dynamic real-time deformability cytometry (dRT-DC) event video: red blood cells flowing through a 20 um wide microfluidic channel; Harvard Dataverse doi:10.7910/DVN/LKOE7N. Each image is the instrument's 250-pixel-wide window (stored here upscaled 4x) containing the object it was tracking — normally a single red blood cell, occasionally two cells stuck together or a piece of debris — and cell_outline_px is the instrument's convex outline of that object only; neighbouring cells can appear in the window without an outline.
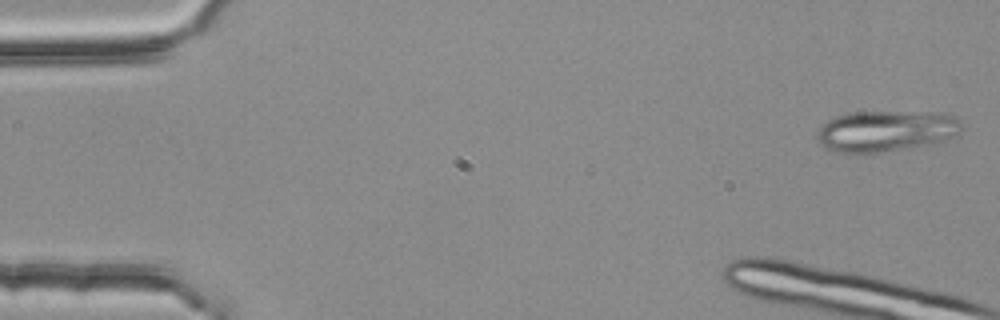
{"species": "common noctule bat (a hibernating species)", "species_latin": "Nyctalus noctula", "temperature_condition": "room temperature", "stored_images_in_passage": 5, "camera_frame_rate_fps": 3000, "um_per_image_px": 0.085, "animal": {"sex": "female", "body_mass_g": 25.1}, "frame": {"image": 1, "passage_image": 1, "time_ms": 0.0, "image_size_px": [1000, 320], "cell_outline_px": [[964, 128], [952, 136], [944, 140], [880, 152], [856, 156], [852, 156], [836, 152], [820, 144], [816, 136], [816, 132], [828, 120], [836, 116], [852, 112], [944, 112], [956, 116], [960, 120]], "centroid_in_image_um": [75.27, 11.14], "position_along_channel_um": 9.7, "area_um2": 34.85}}